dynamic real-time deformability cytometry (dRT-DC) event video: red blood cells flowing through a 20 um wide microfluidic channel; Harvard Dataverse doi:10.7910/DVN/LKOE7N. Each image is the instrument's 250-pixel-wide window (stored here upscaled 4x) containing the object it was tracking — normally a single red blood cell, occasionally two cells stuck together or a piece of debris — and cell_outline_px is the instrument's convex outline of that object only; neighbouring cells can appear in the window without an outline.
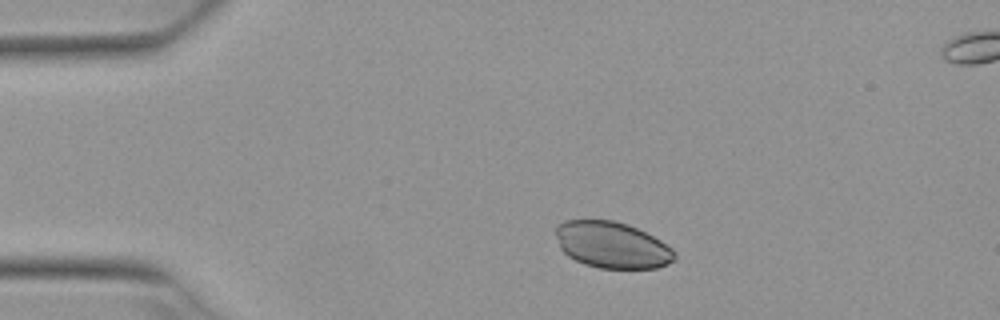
{"species": "Egyptian fruit bat (a non-hibernating species)", "species_latin": "Rousettus aegyptiacus", "temperature_condition": "warm", "stored_images_in_passage": 4, "camera_frame_rate_fps": 3000, "um_per_image_px": 0.085, "animal": {"sex": "female"}, "frame": {"image": 1, "passage_image": 2, "time_ms": 0.333, "image_size_px": [1000, 320], "cell_outline_px": [[676, 260], [668, 264], [656, 268], [600, 268], [584, 264], [568, 256], [560, 248], [556, 236], [556, 224], [564, 220], [612, 220], [628, 224], [660, 240], [672, 248], [676, 252]], "centroid_in_image_um": [52.02, 20.82], "position_along_channel_um": 33.0, "area_um2": 32.19}}